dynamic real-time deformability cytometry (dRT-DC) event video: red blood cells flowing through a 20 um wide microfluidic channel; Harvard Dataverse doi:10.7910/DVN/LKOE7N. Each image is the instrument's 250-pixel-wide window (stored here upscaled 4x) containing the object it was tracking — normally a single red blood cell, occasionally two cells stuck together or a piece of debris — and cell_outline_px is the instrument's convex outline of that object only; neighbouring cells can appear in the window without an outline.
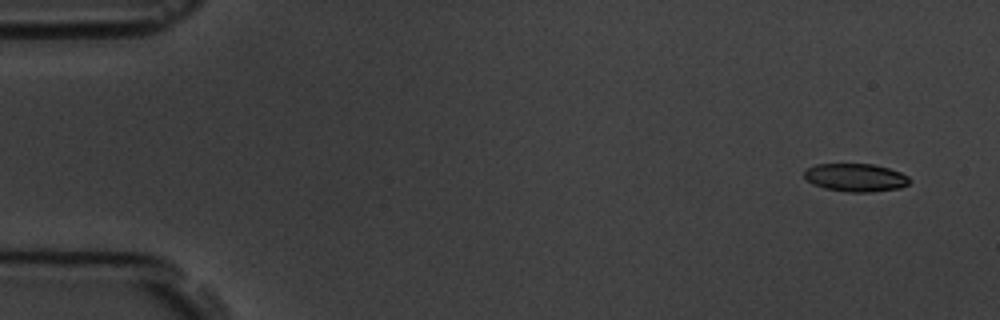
{"species": "common noctule bat (a hibernating species)", "species_latin": "Nyctalus noctula", "temperature_condition": "room temperature", "stored_images_in_passage": 5, "camera_frame_rate_fps": 3000, "um_per_image_px": 0.085, "animal": {"sex": "male", "body_mass_g": 19.5, "forearm_length_mm": 54.6}, "frame": {"image": 1, "passage_image": 1, "time_ms": 0.0, "image_size_px": [1000, 320], "cell_outline_px": [[912, 180], [908, 184], [900, 188], [868, 192], [848, 192], [824, 188], [812, 184], [804, 176], [804, 172], [808, 168], [816, 164], [872, 164], [888, 168], [900, 172], [908, 176]], "centroid_in_image_um": [72.74, 15.09], "position_along_channel_um": 12.3, "area_um2": 17.17}}
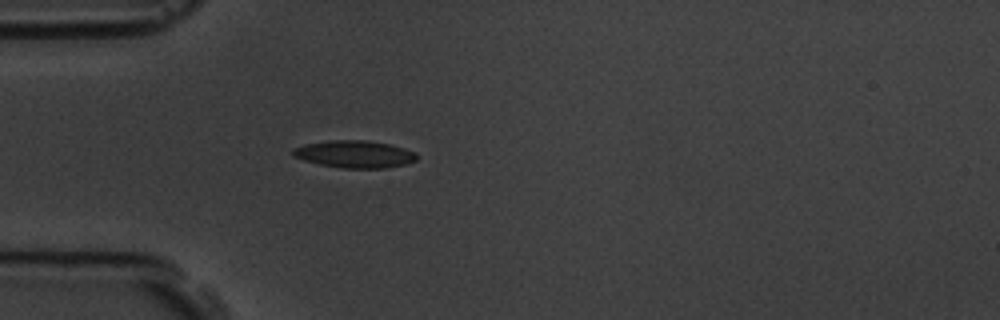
{"frame": {"image": 2, "passage_image": 5, "time_ms": 4.333, "image_size_px": [1000, 320], "cell_outline_px": [[416, 160], [404, 164], [384, 168], [344, 168], [320, 164], [304, 160], [292, 156], [292, 148], [304, 144], [328, 140], [364, 140], [388, 144], [404, 148], [416, 152]], "centroid_in_image_um": [30.1, 13.09], "position_along_channel_um": 54.9, "area_um2": 19.59}}